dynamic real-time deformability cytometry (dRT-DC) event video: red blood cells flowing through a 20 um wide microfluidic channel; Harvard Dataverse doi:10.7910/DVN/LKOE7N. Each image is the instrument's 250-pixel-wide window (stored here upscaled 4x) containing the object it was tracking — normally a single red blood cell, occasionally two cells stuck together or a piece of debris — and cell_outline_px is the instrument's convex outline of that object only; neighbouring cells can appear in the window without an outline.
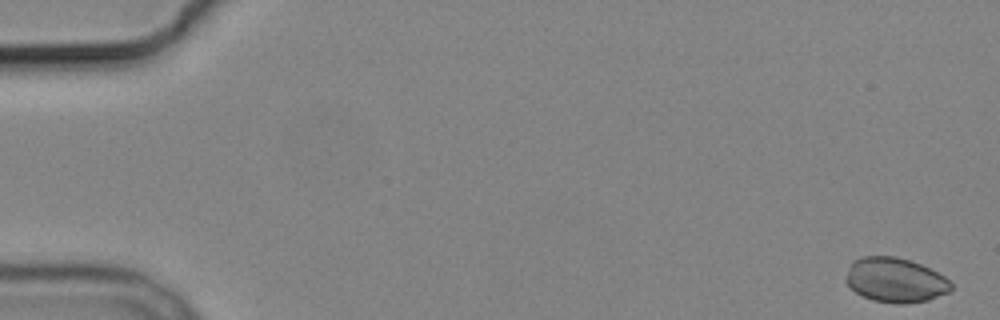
{"species": "common noctule bat (a hibernating species)", "species_latin": "Nyctalus noctula", "temperature_condition": "cold", "stored_images_in_passage": 6, "camera_frame_rate_fps": 3000, "um_per_image_px": 0.085, "animal": {"sex": "male", "body_mass_g": 19.2, "forearm_length_mm": 51.8}, "frame": {"image": 1, "passage_image": 1, "time_ms": 0.0, "image_size_px": [1000, 320], "cell_outline_px": [[952, 288], [948, 292], [928, 300], [904, 304], [896, 304], [872, 300], [856, 292], [844, 280], [852, 260], [860, 256], [896, 256], [920, 264], [944, 276], [952, 284]], "centroid_in_image_um": [76.08, 23.8], "position_along_channel_um": 8.9, "area_um2": 27.28}}
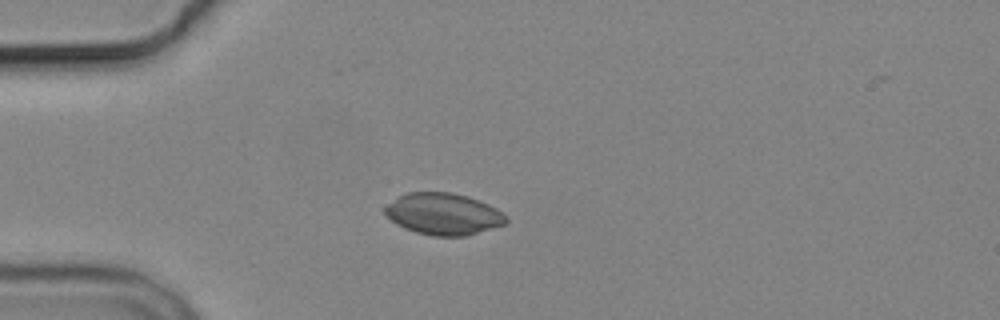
{"frame": {"image": 2, "passage_image": 5, "time_ms": 4.667, "image_size_px": [1000, 320], "cell_outline_px": [[508, 220], [504, 224], [464, 236], [432, 236], [416, 232], [404, 228], [396, 224], [384, 212], [384, 208], [388, 204], [400, 196], [408, 192], [452, 192], [468, 196], [488, 204], [496, 208], [508, 216]], "centroid_in_image_um": [37.7, 18.18], "position_along_channel_um": 47.3, "area_um2": 29.25}}